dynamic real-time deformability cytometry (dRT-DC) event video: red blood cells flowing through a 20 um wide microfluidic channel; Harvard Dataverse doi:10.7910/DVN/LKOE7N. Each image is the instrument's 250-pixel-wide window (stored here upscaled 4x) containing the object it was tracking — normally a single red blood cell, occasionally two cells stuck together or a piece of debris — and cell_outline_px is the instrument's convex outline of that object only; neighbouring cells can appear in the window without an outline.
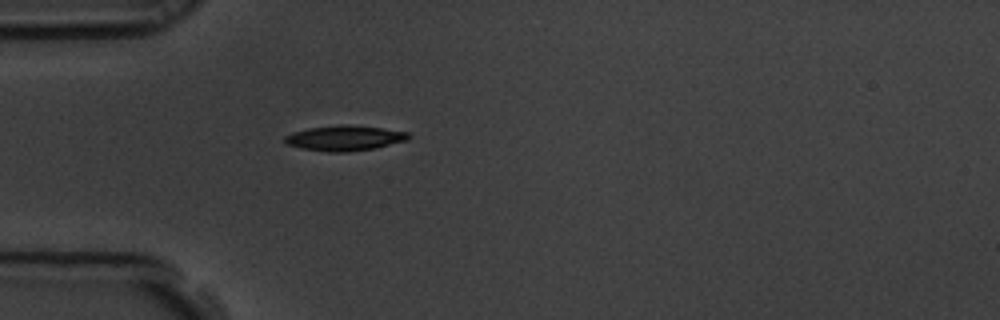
{"species": "common noctule bat (a hibernating species)", "species_latin": "Nyctalus noctula", "temperature_condition": "room temperature", "stored_images_in_passage": 1, "camera_frame_rate_fps": 3000, "um_per_image_px": 0.085, "animal": {"sex": "male", "body_mass_g": 19.5, "forearm_length_mm": 54.6}, "frame": {"image": 1, "passage_image": 1, "time_ms": 0.0, "image_size_px": [1000, 320], "cell_outline_px": [[412, 136], [408, 140], [372, 148], [348, 152], [328, 152], [300, 148], [288, 144], [284, 140], [284, 136], [292, 132], [308, 128], [340, 124], [348, 124], [380, 128], [408, 132]], "centroid_in_image_um": [29.27, 11.73], "position_along_channel_um": 55.7, "area_um2": 18.15}}